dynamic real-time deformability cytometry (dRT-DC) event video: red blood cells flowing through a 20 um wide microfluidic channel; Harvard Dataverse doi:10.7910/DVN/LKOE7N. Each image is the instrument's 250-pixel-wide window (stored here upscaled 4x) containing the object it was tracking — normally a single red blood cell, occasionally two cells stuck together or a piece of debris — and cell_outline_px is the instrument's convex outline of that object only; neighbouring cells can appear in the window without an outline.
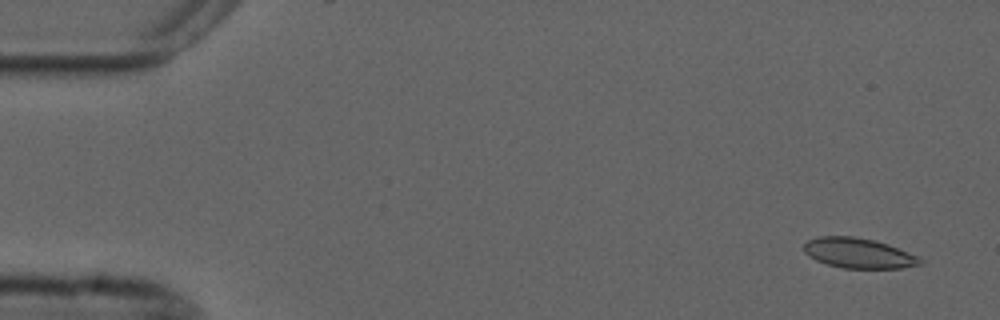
{"species": "common noctule bat (a hibernating species)", "species_latin": "Nyctalus noctula", "temperature_condition": "cold", "stored_images_in_passage": 53, "camera_frame_rate_fps": 3000, "um_per_image_px": 0.085, "animal": {"sex": "male", "forearm_length_mm": 52.5}, "frame": {"image": 1, "passage_image": 3, "time_ms": 0.667, "image_size_px": [1000, 320], "cell_outline_px": [[924, 264], [904, 268], [844, 268], [828, 264], [816, 260], [808, 256], [804, 252], [804, 244], [808, 240], [816, 236], [852, 236], [872, 240], [888, 244], [916, 256], [924, 260]], "centroid_in_image_um": [72.97, 21.52], "position_along_channel_um": 12.0, "area_um2": 20.35}}
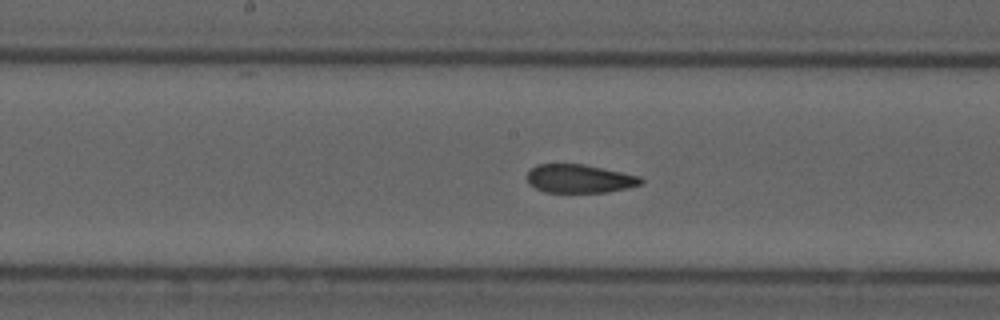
{"frame": {"image": 2, "passage_image": 28, "time_ms": 9.0, "image_size_px": [1000, 320], "cell_outline_px": [[644, 184], [628, 188], [608, 192], [544, 192], [528, 184], [528, 172], [536, 164], [584, 164], [640, 176], [644, 180]], "centroid_in_image_um": [49.29, 15.19], "position_along_channel_um": 198.9, "area_um2": 18.96}}
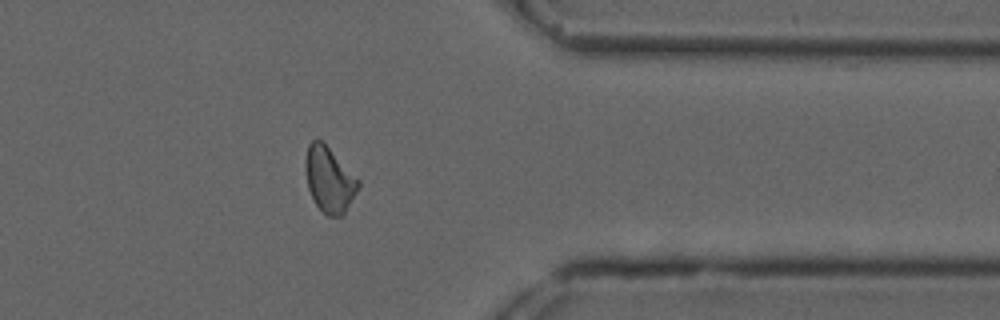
{"frame": {"image": 3, "passage_image": 44, "time_ms": 14.333, "image_size_px": [1000, 320], "cell_outline_px": [[360, 184], [344, 216], [328, 216], [316, 204], [308, 188], [304, 168], [304, 160], [308, 144], [312, 140], [320, 140], [360, 180]], "centroid_in_image_um": [27.97, 15.28], "position_along_channel_um": 383.4, "area_um2": 19.94}}